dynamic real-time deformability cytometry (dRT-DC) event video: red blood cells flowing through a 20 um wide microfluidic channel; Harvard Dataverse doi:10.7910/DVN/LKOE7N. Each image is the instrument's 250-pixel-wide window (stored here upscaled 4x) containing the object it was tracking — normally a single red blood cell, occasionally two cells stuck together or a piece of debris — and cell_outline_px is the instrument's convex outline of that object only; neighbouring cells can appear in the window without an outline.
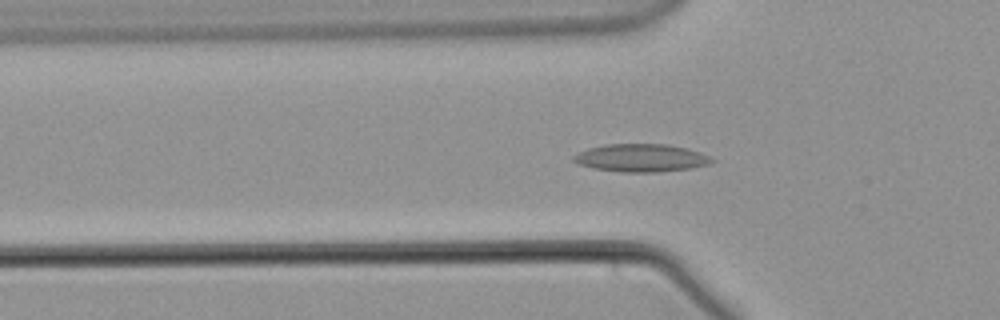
{"species": "common noctule bat (a hibernating species)", "species_latin": "Nyctalus noctula", "temperature_condition": "warm", "stored_images_in_passage": 58, "camera_frame_rate_fps": 3000, "um_per_image_px": 0.085, "animal": {"sex": "male", "body_mass_g": 21.5, "forearm_length_mm": 52.0}, "frame": {"image": 1, "passage_image": 19, "time_ms": 6.0, "image_size_px": [1000, 320], "cell_outline_px": [[716, 160], [708, 164], [692, 168], [656, 172], [620, 172], [592, 168], [580, 164], [572, 160], [572, 156], [588, 148], [604, 144], [668, 144], [688, 148], [700, 152]], "centroid_in_image_um": [54.49, 13.42], "position_along_channel_um": 71.3, "area_um2": 22.48}}
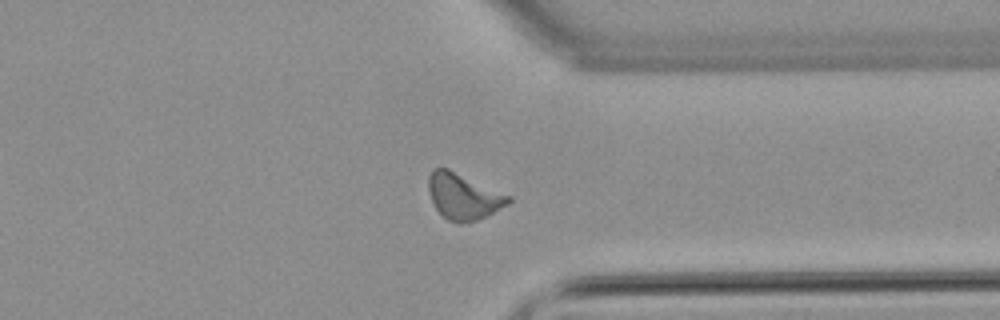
{"frame": {"image": 2, "passage_image": 44, "time_ms": 14.333, "image_size_px": [1000, 320], "cell_outline_px": [[512, 200], [508, 204], [476, 220], [460, 224], [456, 224], [448, 220], [436, 208], [432, 200], [428, 188], [428, 176], [432, 168], [448, 168], [512, 196]], "centroid_in_image_um": [39.38, 16.68], "position_along_channel_um": 372.0, "area_um2": 21.33}}
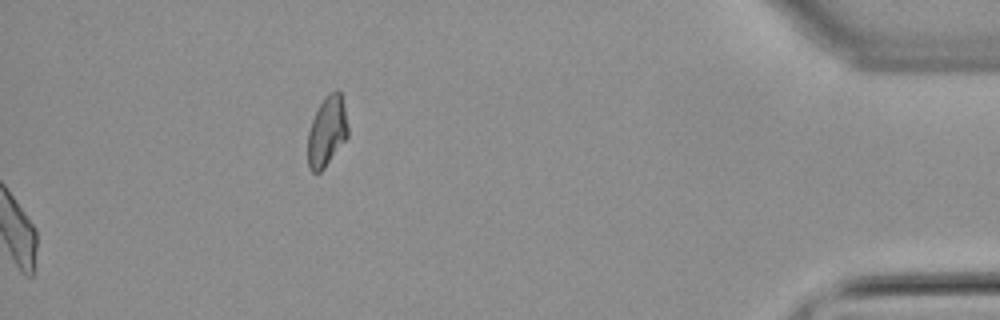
{"frame": {"image": 3, "passage_image": 58, "time_ms": 19.0, "image_size_px": [1000, 320], "cell_outline_px": [[348, 136], [324, 168], [320, 172], [312, 172], [308, 168], [308, 132], [312, 120], [324, 96], [328, 92], [336, 88], [340, 92], [344, 108], [348, 128]], "centroid_in_image_um": [27.78, 11.15], "position_along_channel_um": 407.4, "area_um2": 16.3}}